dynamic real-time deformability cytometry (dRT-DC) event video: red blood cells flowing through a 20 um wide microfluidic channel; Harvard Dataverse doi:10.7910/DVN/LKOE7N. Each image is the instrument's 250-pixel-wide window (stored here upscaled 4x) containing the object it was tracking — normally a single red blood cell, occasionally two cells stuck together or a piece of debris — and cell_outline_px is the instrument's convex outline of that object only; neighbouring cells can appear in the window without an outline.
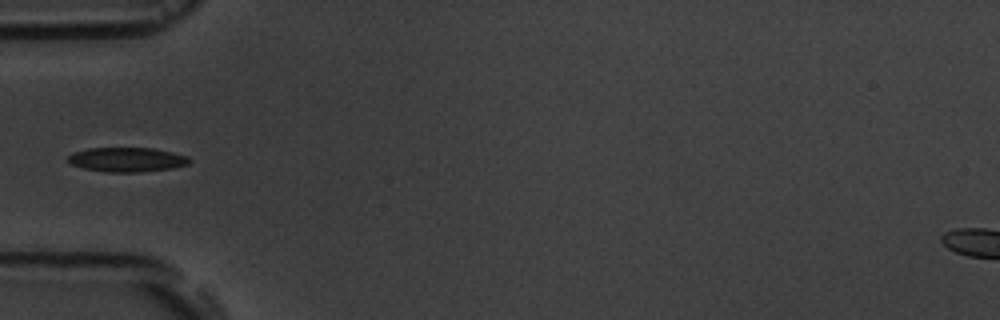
{"species": "common noctule bat (a hibernating species)", "species_latin": "Nyctalus noctula", "temperature_condition": "room temperature", "stored_images_in_passage": 17, "camera_frame_rate_fps": 3000, "um_per_image_px": 0.085, "animal": {"sex": "male", "body_mass_g": 19.5, "forearm_length_mm": 54.6}, "frame": {"image": 1, "passage_image": 6, "time_ms": 5.667, "image_size_px": [1000, 320], "cell_outline_px": [[192, 160], [188, 164], [172, 168], [140, 172], [104, 172], [84, 168], [72, 164], [64, 160], [72, 152], [88, 148], [152, 148], [172, 152], [188, 156]], "centroid_in_image_um": [10.76, 13.56], "position_along_channel_um": 74.2, "area_um2": 17.4}}
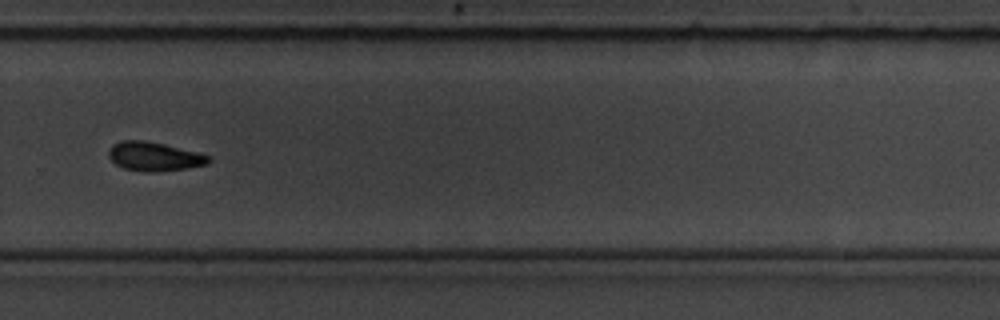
{"frame": {"image": 2, "passage_image": 12, "time_ms": 12.333, "image_size_px": [1000, 320], "cell_outline_px": [[212, 160], [208, 164], [188, 168], [152, 172], [144, 172], [124, 168], [116, 164], [108, 156], [108, 148], [112, 144], [120, 140], [144, 140], [164, 144], [196, 152], [208, 156]], "centroid_in_image_um": [13.07, 13.29], "position_along_channel_um": 316.7, "area_um2": 16.88}}
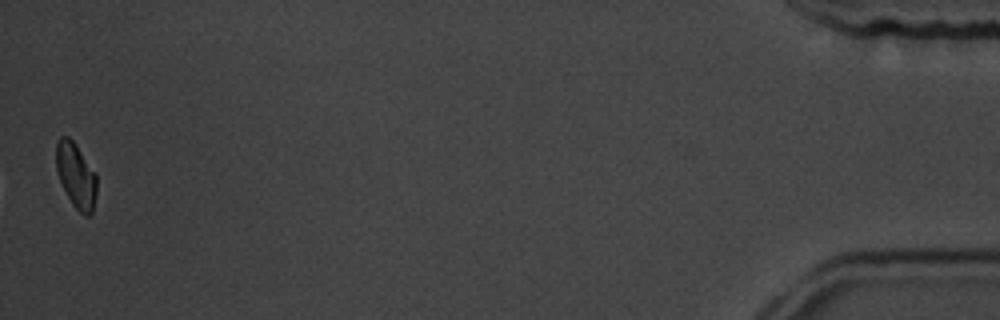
{"frame": {"image": 3, "passage_image": 17, "time_ms": 18.0, "image_size_px": [1000, 320], "cell_outline_px": [[96, 196], [92, 212], [88, 216], [84, 216], [72, 204], [60, 180], [56, 168], [56, 144], [60, 136], [68, 136], [76, 144], [96, 172]], "centroid_in_image_um": [6.47, 14.9], "position_along_channel_um": 428.7, "area_um2": 15.37}, "authors_computed_cell_mechanics": {"area_um2": 17.3978, "velocity_mm_per_s": 3.6356, "shape_relaxation_time_tau1_ms": 3.2937, "shape_relaxation_time_tau2_ms": 6.6409, "deformation_change_tau1": 0.1087, "deformation_change_tau2": 0.1023}}